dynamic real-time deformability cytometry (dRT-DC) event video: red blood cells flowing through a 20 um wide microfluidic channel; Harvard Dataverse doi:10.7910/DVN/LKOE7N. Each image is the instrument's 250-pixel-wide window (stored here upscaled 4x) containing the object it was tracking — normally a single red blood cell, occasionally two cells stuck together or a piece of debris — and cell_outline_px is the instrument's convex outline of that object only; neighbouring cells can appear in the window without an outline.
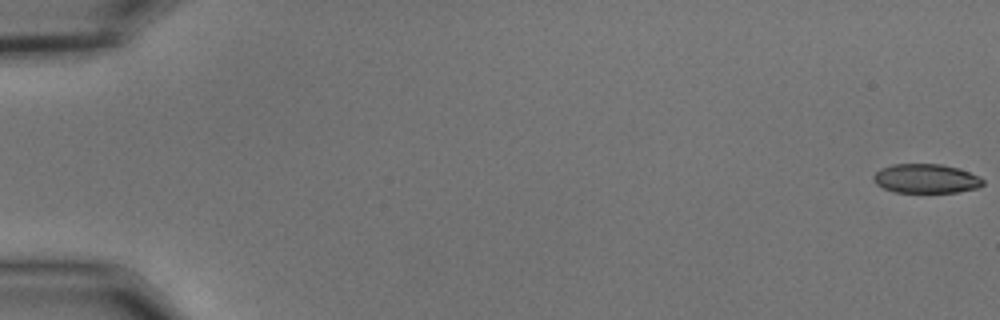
{"species": "common noctule bat (a hibernating species)", "species_latin": "Nyctalus noctula", "temperature_condition": "cold", "stored_images_in_passage": 56, "camera_frame_rate_fps": 3000, "um_per_image_px": 0.085, "animal": {"sex": "male", "body_mass_g": 15.6}, "frame": {"image": 1, "passage_image": 1, "time_ms": 0.0, "image_size_px": [1000, 320], "cell_outline_px": [[984, 184], [980, 188], [956, 192], [896, 192], [884, 188], [876, 184], [872, 180], [872, 176], [880, 168], [892, 164], [940, 164], [956, 168], [980, 176], [984, 180]], "centroid_in_image_um": [78.7, 15.18], "position_along_channel_um": 6.3, "area_um2": 18.67}}
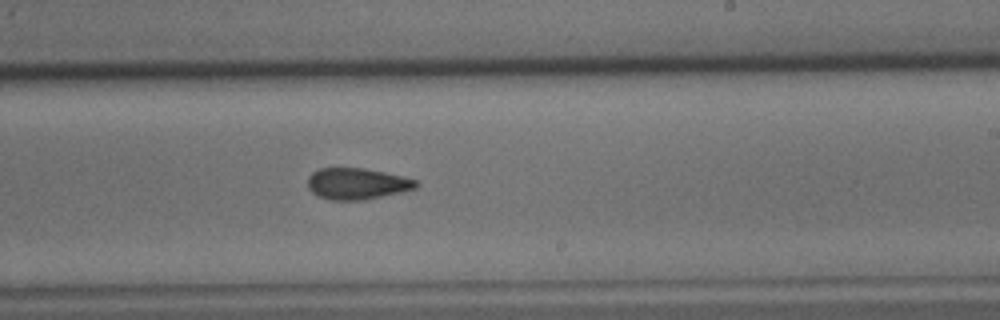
{"frame": {"image": 2, "passage_image": 35, "time_ms": 11.333, "image_size_px": [1000, 320], "cell_outline_px": [[420, 184], [416, 188], [400, 192], [360, 200], [332, 200], [320, 196], [312, 192], [308, 188], [308, 176], [312, 172], [320, 168], [364, 168], [404, 176], [416, 180]], "centroid_in_image_um": [30.34, 15.6], "position_along_channel_um": 258.7, "area_um2": 19.65}}
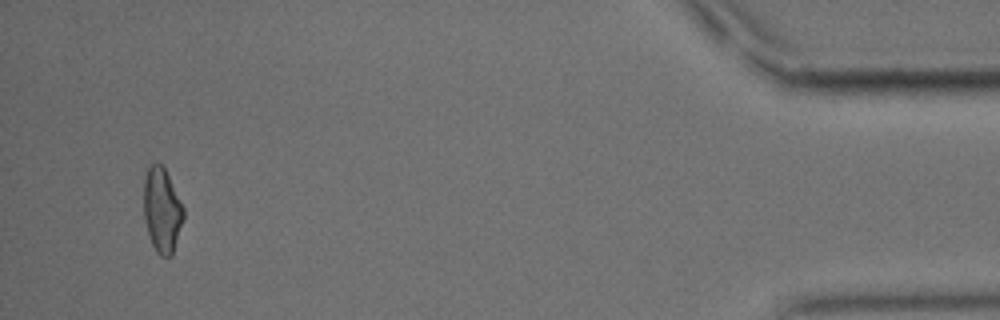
{"frame": {"image": 3, "passage_image": 54, "time_ms": 17.667, "image_size_px": [1000, 320], "cell_outline_px": [[184, 220], [172, 256], [160, 256], [156, 252], [152, 244], [144, 220], [144, 176], [148, 168], [152, 164], [160, 164], [164, 168], [184, 208]], "centroid_in_image_um": [13.77, 17.9], "position_along_channel_um": 421.4, "area_um2": 19.54}, "authors_computed_cell_mechanics": {"area_um2": 19.941, "velocity_mm_per_s": 3.6634, "shape_relaxation_time_tau1_ms": null, "shape_relaxation_time_tau2_ms": 3.474, "deformation_change_tau1": null, "deformation_change_tau2": 0.1001}}